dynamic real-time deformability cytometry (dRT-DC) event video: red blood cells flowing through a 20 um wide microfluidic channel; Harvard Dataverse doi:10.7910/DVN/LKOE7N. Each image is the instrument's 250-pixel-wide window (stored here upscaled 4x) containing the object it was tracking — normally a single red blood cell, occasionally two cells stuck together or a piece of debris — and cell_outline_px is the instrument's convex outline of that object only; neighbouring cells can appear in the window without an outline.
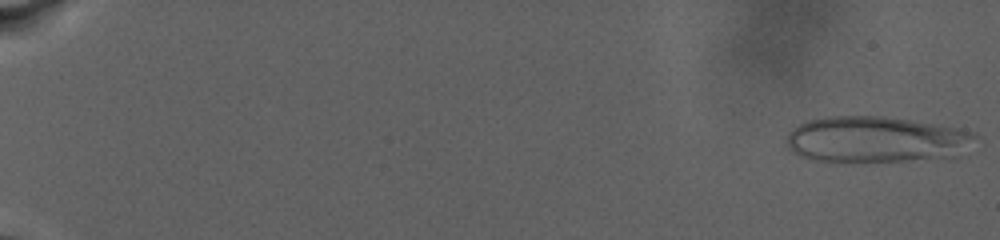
{"species": "human", "species_latin": "Homo sapiens", "temperature_condition": "warm", "stored_images_in_passage": 56, "camera_frame_rate_fps": 3000, "um_per_image_px": 0.085, "donor": {"sex": "male"}, "frame": {"image": 1, "passage_image": 1, "time_ms": 0.0, "image_size_px": [1000, 240], "cell_outline_px": [[976, 136], [956, 156], [900, 160], [840, 164], [828, 164], [812, 160], [800, 156], [792, 152], [788, 148], [788, 132], [800, 124], [808, 120], [828, 116], [884, 116], [960, 128]], "centroid_in_image_um": [74.31, 11.88], "position_along_channel_um": 10.7, "area_um2": 50.75}}
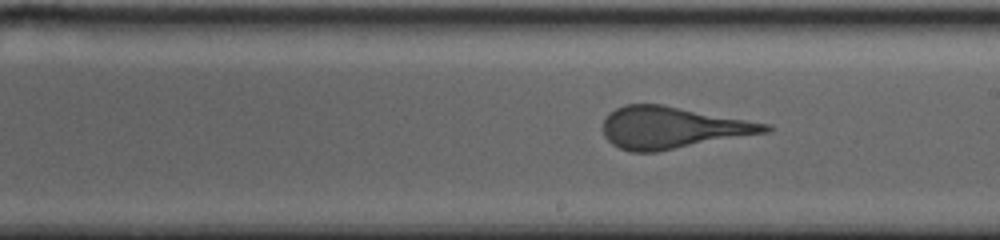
{"frame": {"image": 2, "passage_image": 28, "time_ms": 17.0, "image_size_px": [1000, 240], "cell_outline_px": [[776, 128], [768, 132], [656, 152], [632, 152], [620, 148], [612, 144], [604, 136], [604, 120], [608, 112], [624, 104], [660, 104], [772, 124]], "centroid_in_image_um": [57.17, 10.85], "position_along_channel_um": 231.8, "area_um2": 39.54}}
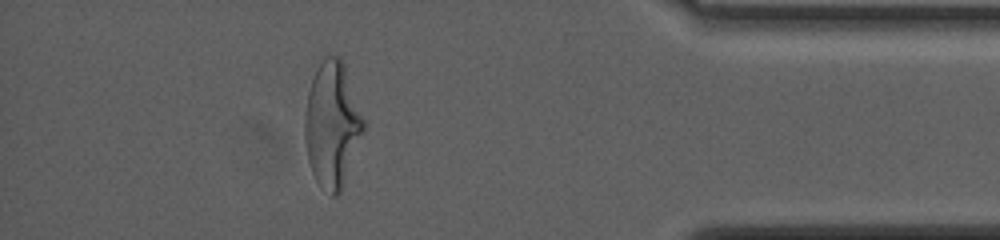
{"frame": {"image": 3, "passage_image": 49, "time_ms": 25.0, "image_size_px": [1000, 240], "cell_outline_px": [[364, 128], [340, 192], [336, 196], [332, 196], [316, 180], [312, 172], [308, 160], [304, 140], [304, 120], [308, 92], [316, 68], [324, 56], [328, 52], [340, 56], [344, 64], [364, 120]], "centroid_in_image_um": [28.2, 10.52], "position_along_channel_um": 407.0, "area_um2": 42.43}}